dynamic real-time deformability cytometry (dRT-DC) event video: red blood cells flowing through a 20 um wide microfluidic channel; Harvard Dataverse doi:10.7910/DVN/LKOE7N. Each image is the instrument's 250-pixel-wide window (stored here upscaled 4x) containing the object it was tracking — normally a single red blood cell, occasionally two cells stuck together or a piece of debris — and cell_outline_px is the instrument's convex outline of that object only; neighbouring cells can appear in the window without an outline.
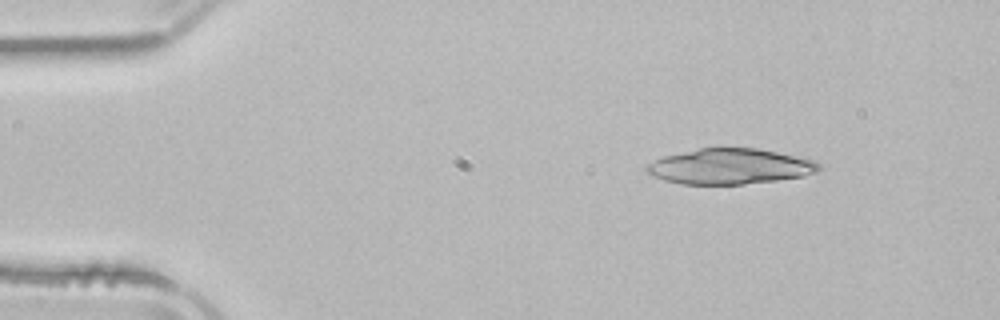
{"species": "common noctule bat (a hibernating species)", "species_latin": "Nyctalus noctula", "temperature_condition": "room temperature", "stored_images_in_passage": 15, "camera_frame_rate_fps": 3000, "um_per_image_px": 0.085, "animal": {"sex": "male", "body_mass_g": 21.5, "forearm_length_mm": 52.0}, "frame": {"image": 1, "passage_image": 6, "time_ms": 1.667, "image_size_px": [1000, 320], "cell_outline_px": [[820, 168], [816, 172], [804, 176], [776, 180], [740, 184], [680, 184], [664, 180], [652, 176], [644, 172], [644, 168], [648, 164], [664, 156], [700, 148], [756, 148], [776, 152], [812, 160], [820, 164]], "centroid_in_image_um": [61.99, 14.15], "position_along_channel_um": 23.0, "area_um2": 35.32}}